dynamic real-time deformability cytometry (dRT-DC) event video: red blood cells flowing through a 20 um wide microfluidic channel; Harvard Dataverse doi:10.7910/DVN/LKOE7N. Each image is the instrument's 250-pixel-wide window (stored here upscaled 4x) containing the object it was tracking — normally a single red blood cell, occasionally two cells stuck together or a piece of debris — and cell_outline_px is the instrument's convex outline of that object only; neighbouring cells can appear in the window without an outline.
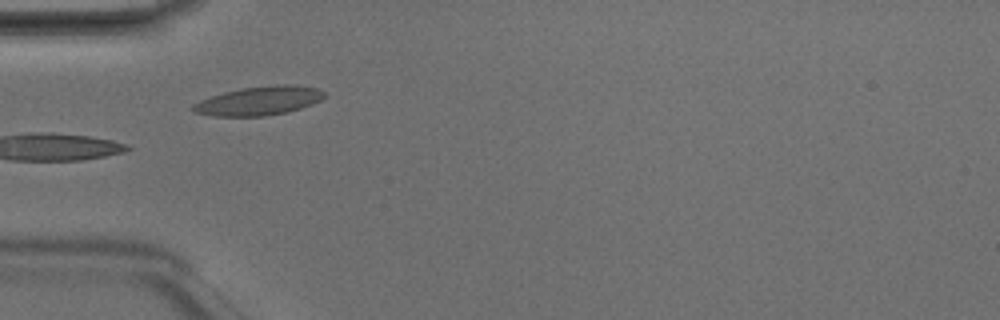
{"species": "Egyptian fruit bat (a non-hibernating species)", "species_latin": "Rousettus aegyptiacus", "temperature_condition": "room temperature", "stored_images_in_passage": 8, "camera_frame_rate_fps": 3000, "um_per_image_px": 0.085, "animal": {"sex": "male"}, "frame": {"image": 1, "passage_image": 5, "time_ms": 1.333, "image_size_px": [1000, 320], "cell_outline_px": [[328, 96], [320, 100], [300, 108], [284, 112], [264, 116], [212, 116], [192, 112], [192, 104], [200, 100], [224, 92], [244, 88], [276, 84], [288, 84], [320, 88], [328, 92]], "centroid_in_image_um": [22.04, 8.56], "position_along_channel_um": 63.0, "area_um2": 22.14}}
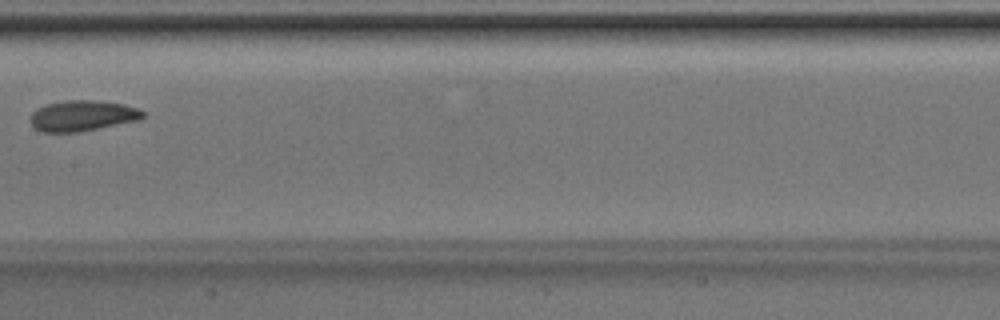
{"frame": {"image": 2, "passage_image": 8, "time_ms": 2.333, "image_size_px": [1000, 320], "cell_outline_px": [[144, 116], [140, 120], [80, 132], [40, 132], [28, 120], [32, 112], [36, 108], [48, 104], [68, 100], [96, 100], [124, 104], [136, 108], [144, 112]], "centroid_in_image_um": [6.99, 9.84], "position_along_channel_um": 200.4, "area_um2": 20.23}}